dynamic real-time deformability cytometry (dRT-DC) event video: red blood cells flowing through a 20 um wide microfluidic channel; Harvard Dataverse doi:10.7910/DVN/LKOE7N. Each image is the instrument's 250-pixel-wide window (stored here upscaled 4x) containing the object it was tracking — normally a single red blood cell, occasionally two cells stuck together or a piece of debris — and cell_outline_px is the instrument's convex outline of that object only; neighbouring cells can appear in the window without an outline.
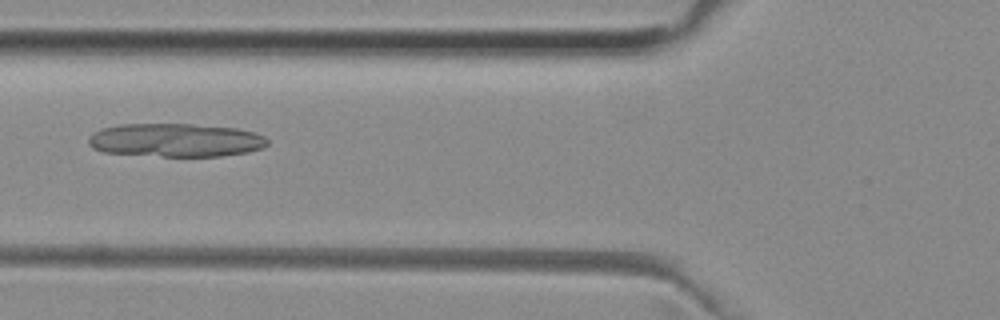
{"species": "common noctule bat (a hibernating species)", "species_latin": "Nyctalus noctula", "temperature_condition": "room temperature", "stored_images_in_passage": 6, "camera_frame_rate_fps": 3000, "um_per_image_px": 0.085, "animal": {"sex": "female", "body_mass_g": 29.2, "forearm_length_mm": 56.3}, "frame": {"image": 1, "passage_image": 5, "time_ms": 1.333, "image_size_px": [1000, 320], "cell_outline_px": [[268, 144], [260, 148], [248, 152], [220, 156], [164, 156], [104, 152], [92, 148], [88, 144], [88, 136], [92, 132], [100, 128], [120, 124], [192, 124], [236, 128], [252, 132], [264, 136], [268, 140]], "centroid_in_image_um": [14.88, 11.9], "position_along_channel_um": 110.9, "area_um2": 34.91}}
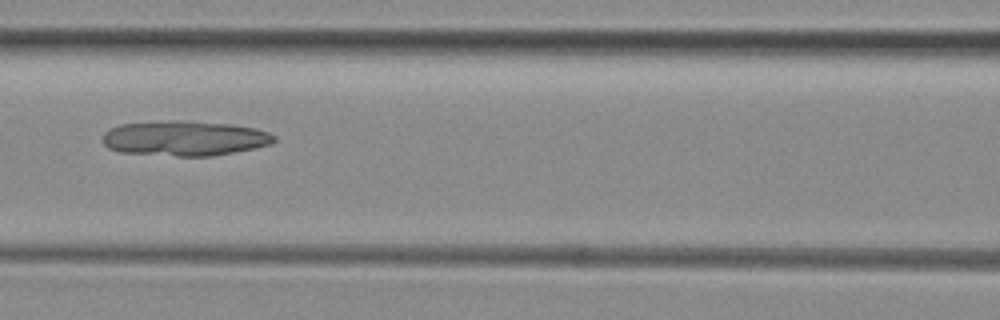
{"frame": {"image": 2, "passage_image": 6, "time_ms": 1.667, "image_size_px": [1000, 320], "cell_outline_px": [[276, 140], [272, 144], [256, 148], [212, 156], [176, 156], [120, 152], [108, 148], [104, 144], [104, 132], [120, 124], [168, 120], [188, 120], [232, 124], [256, 128], [268, 132], [276, 136]], "centroid_in_image_um": [15.73, 11.75], "position_along_channel_um": 150.9, "area_um2": 35.32}}